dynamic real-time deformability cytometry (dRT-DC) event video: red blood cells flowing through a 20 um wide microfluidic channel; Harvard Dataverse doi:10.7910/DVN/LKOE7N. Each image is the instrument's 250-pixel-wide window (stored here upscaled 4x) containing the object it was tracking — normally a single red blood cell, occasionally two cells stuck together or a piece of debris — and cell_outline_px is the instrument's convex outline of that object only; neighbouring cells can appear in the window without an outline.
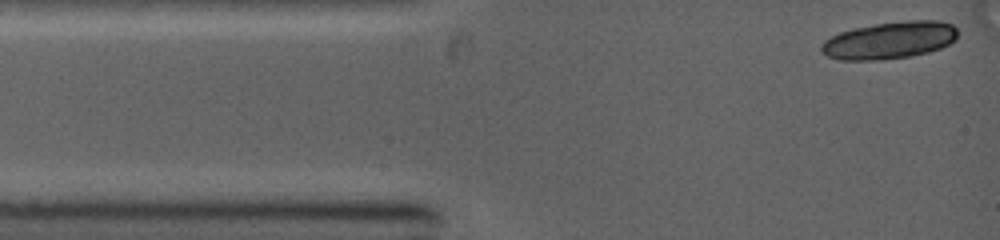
{"species": "common noctule bat (a hibernating species)", "species_latin": "Nyctalus noctula", "temperature_condition": "warm", "stored_images_in_passage": 2, "camera_frame_rate_fps": 5000, "um_per_image_px": 0.085, "animal": {"sex": "female", "body_mass_g": 19.0, "forearm_length_mm": 53.3}, "frame": {"image": 1, "passage_image": 1, "time_ms": 0.0, "image_size_px": [1000, 240], "cell_outline_px": [[956, 40], [940, 48], [928, 52], [912, 56], [880, 60], [840, 60], [828, 56], [820, 48], [820, 44], [824, 40], [840, 32], [852, 28], [876, 24], [908, 20], [936, 20], [952, 24], [956, 28]], "centroid_in_image_um": [75.61, 3.42], "position_along_channel_um": 9.4, "area_um2": 29.54}}